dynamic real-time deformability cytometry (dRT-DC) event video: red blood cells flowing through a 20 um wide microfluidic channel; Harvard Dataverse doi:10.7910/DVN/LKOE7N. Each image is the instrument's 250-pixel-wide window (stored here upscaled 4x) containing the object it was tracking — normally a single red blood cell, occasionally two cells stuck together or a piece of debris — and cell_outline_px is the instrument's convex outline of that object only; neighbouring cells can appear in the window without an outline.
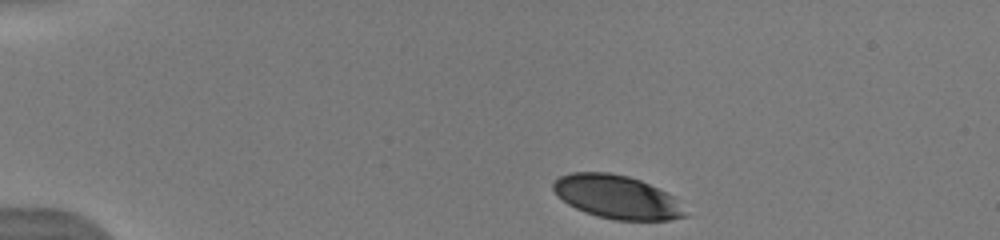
{"species": "human", "species_latin": "Homo sapiens", "temperature_condition": "warm", "stored_images_in_passage": 10, "camera_frame_rate_fps": 3000, "um_per_image_px": 0.085, "donor": {"sex": "male"}, "frame": {"image": 1, "passage_image": 1, "time_ms": 0.0, "image_size_px": [1000, 240], "cell_outline_px": [[688, 216], [668, 220], [612, 220], [596, 216], [584, 212], [568, 204], [552, 188], [552, 184], [560, 176], [572, 172], [608, 172], [628, 176], [640, 180], [672, 196]], "centroid_in_image_um": [52.4, 16.75], "position_along_channel_um": 32.6, "area_um2": 32.89}}
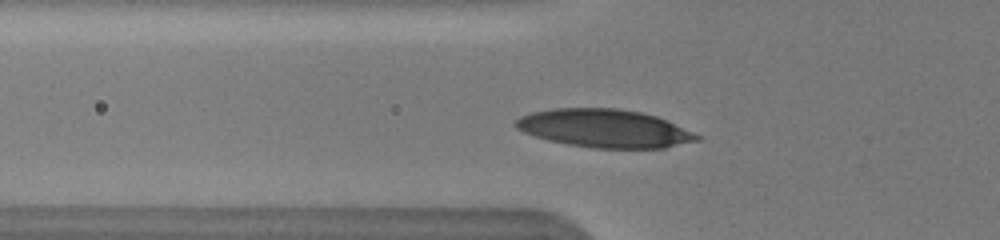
{"frame": {"image": 2, "passage_image": 6, "time_ms": 3.0, "image_size_px": [1000, 240], "cell_outline_px": [[700, 140], [664, 148], [592, 148], [568, 144], [548, 140], [524, 132], [516, 128], [516, 120], [520, 116], [532, 112], [552, 108], [616, 108], [640, 112], [656, 116], [692, 132], [700, 136]], "centroid_in_image_um": [51.36, 10.91], "position_along_channel_um": 74.4, "area_um2": 40.0}}